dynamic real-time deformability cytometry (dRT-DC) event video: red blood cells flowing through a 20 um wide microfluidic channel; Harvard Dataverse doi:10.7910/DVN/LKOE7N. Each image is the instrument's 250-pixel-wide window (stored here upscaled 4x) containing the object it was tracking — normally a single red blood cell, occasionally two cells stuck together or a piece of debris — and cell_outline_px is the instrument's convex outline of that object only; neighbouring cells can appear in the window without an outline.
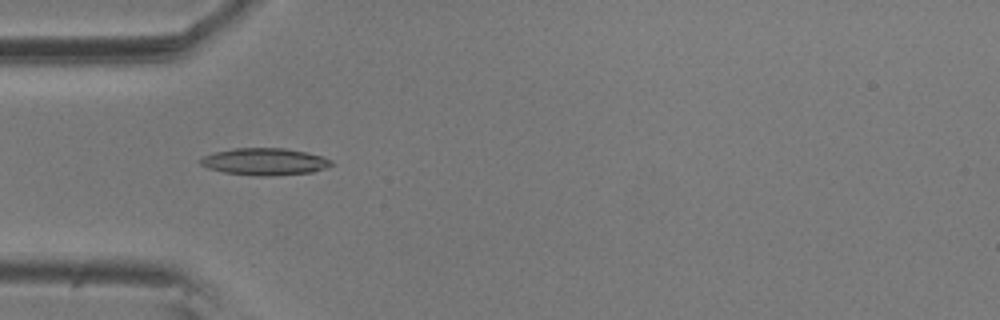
{"species": "common noctule bat (a hibernating species)", "species_latin": "Nyctalus noctula", "temperature_condition": "room temperature", "stored_images_in_passage": 5, "camera_frame_rate_fps": 3000, "um_per_image_px": 0.085, "animal": {"sex": "male", "body_mass_g": 20.5, "forearm_length_mm": 52.5}, "frame": {"image": 1, "passage_image": 5, "time_ms": 1.333, "image_size_px": [1000, 320], "cell_outline_px": [[332, 164], [324, 168], [312, 172], [268, 176], [256, 176], [224, 172], [208, 168], [200, 164], [200, 160], [204, 156], [216, 152], [232, 148], [284, 148], [324, 156], [332, 160]], "centroid_in_image_um": [22.5, 13.74], "position_along_channel_um": 62.5, "area_um2": 20.46}}